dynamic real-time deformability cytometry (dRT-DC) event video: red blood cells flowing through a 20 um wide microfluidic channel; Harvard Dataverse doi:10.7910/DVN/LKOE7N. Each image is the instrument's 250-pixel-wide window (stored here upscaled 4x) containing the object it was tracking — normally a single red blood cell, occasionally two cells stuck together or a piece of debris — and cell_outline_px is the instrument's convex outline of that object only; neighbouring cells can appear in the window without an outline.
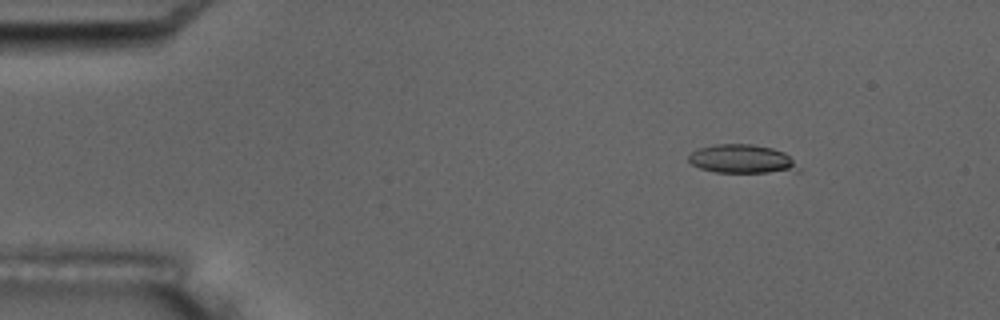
{"species": "common noctule bat (a hibernating species)", "species_latin": "Nyctalus noctula", "temperature_condition": "room temperature", "stored_images_in_passage": 9, "camera_frame_rate_fps": 3000, "um_per_image_px": 0.085, "animal": {"sex": "male", "body_mass_g": 17.5, "forearm_length_mm": 52.3}, "frame": {"image": 1, "passage_image": 2, "time_ms": 1.333, "image_size_px": [1000, 320], "cell_outline_px": [[800, 172], [716, 172], [700, 168], [692, 164], [688, 160], [688, 156], [692, 152], [700, 148], [716, 144], [752, 144], [772, 148], [784, 152], [800, 168]], "centroid_in_image_um": [63.09, 13.52], "position_along_channel_um": 21.9, "area_um2": 18.26}}
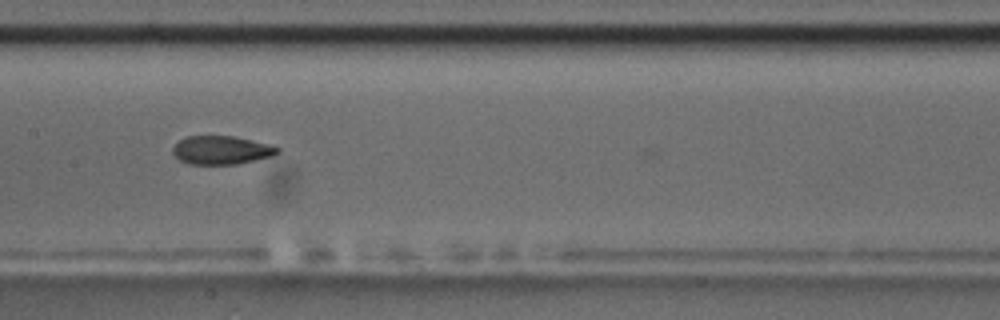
{"frame": {"image": 2, "passage_image": 8, "time_ms": 8.333, "image_size_px": [1000, 320], "cell_outline_px": [[280, 152], [272, 156], [236, 164], [188, 164], [180, 160], [172, 152], [172, 148], [180, 140], [188, 136], [232, 136], [268, 144], [280, 148]], "centroid_in_image_um": [18.81, 12.76], "position_along_channel_um": 188.6, "area_um2": 17.17}}